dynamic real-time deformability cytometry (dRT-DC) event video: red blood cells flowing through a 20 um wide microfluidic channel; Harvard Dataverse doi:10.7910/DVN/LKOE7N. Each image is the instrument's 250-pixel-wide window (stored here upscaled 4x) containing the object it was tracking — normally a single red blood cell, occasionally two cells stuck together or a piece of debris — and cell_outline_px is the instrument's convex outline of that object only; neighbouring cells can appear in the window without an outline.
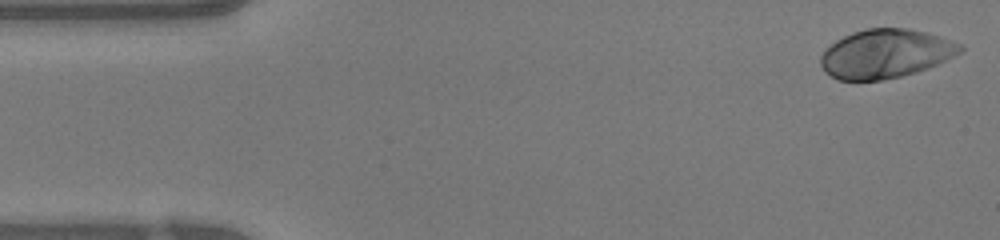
{"species": "human", "species_latin": "Homo sapiens", "temperature_condition": "warm", "stored_images_in_passage": 46, "camera_frame_rate_fps": 3000, "um_per_image_px": 0.085, "donor": {"sex": "female"}, "frame": {"image": 1, "passage_image": 1, "time_ms": 0.0, "image_size_px": [1000, 240], "cell_outline_px": [[964, 48], [960, 52], [928, 68], [916, 72], [900, 76], [880, 80], [836, 80], [820, 64], [820, 56], [836, 40], [852, 32], [868, 28], [908, 28], [928, 32], [960, 44]], "centroid_in_image_um": [75.26, 4.55], "position_along_channel_um": 9.7, "area_um2": 39.25}}
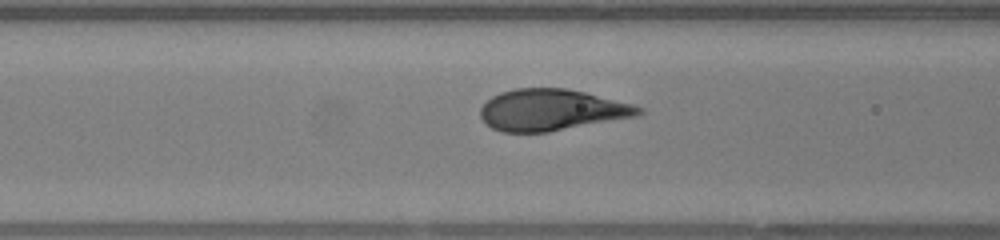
{"frame": {"image": 2, "passage_image": 17, "time_ms": 5.333, "image_size_px": [1000, 240], "cell_outline_px": [[644, 112], [636, 116], [548, 132], [500, 132], [492, 128], [480, 116], [480, 108], [492, 96], [500, 92], [516, 88], [564, 88], [584, 92], [632, 104], [644, 108]], "centroid_in_image_um": [46.86, 9.34], "position_along_channel_um": 119.7, "area_um2": 37.92}}
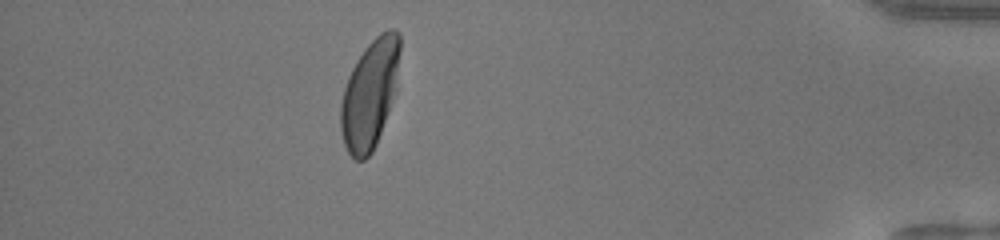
{"frame": {"image": 3, "passage_image": 41, "time_ms": 13.333, "image_size_px": [1000, 240], "cell_outline_px": [[400, 52], [396, 88], [376, 144], [372, 152], [364, 160], [356, 160], [348, 152], [344, 144], [340, 128], [340, 104], [344, 88], [348, 76], [356, 60], [364, 48], [380, 32], [388, 28], [392, 28], [400, 32]], "centroid_in_image_um": [31.42, 7.95], "position_along_channel_um": 403.8, "area_um2": 37.45}, "authors_computed_cell_mechanics": {"area_um2": 38.8127, "velocity_mm_per_s": 4.2506, "shape_relaxation_time_tau1_ms": 2.8344, "shape_relaxation_time_tau2_ms": null, "deformation_change_tau1": 0.2131, "deformation_change_tau2": null}}